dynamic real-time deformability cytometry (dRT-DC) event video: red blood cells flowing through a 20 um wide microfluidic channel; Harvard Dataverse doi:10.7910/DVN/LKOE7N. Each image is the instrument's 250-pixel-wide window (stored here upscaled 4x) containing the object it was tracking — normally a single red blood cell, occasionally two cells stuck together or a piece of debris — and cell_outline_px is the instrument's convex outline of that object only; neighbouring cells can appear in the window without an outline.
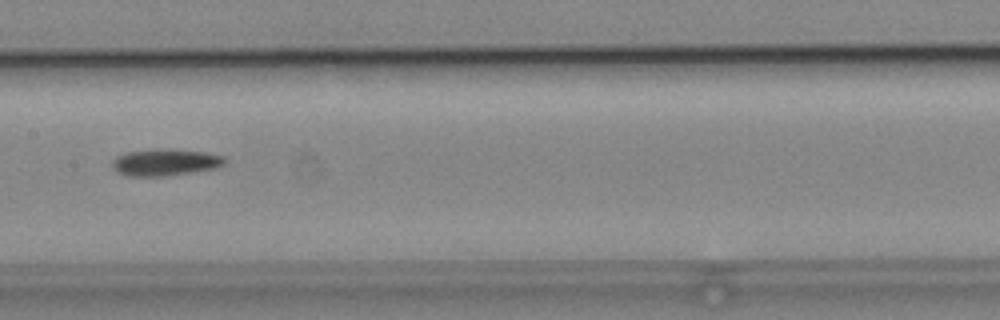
{"species": "common noctule bat (a hibernating species)", "species_latin": "Nyctalus noctula", "temperature_condition": "cold", "stored_images_in_passage": 4, "camera_frame_rate_fps": 3000, "um_per_image_px": 0.085, "animal": {"sex": "male", "body_mass_g": 19.2, "forearm_length_mm": 51.8}, "frame": {"image": 1, "passage_image": 4, "time_ms": 1.0, "image_size_px": [1000, 320], "cell_outline_px": [[228, 160], [224, 164], [216, 168], [164, 176], [128, 176], [116, 172], [112, 168], [112, 160], [116, 156], [128, 152], [160, 148], [168, 148], [208, 152], [224, 156]], "centroid_in_image_um": [14.05, 13.78], "position_along_channel_um": 193.3, "area_um2": 17.8}}